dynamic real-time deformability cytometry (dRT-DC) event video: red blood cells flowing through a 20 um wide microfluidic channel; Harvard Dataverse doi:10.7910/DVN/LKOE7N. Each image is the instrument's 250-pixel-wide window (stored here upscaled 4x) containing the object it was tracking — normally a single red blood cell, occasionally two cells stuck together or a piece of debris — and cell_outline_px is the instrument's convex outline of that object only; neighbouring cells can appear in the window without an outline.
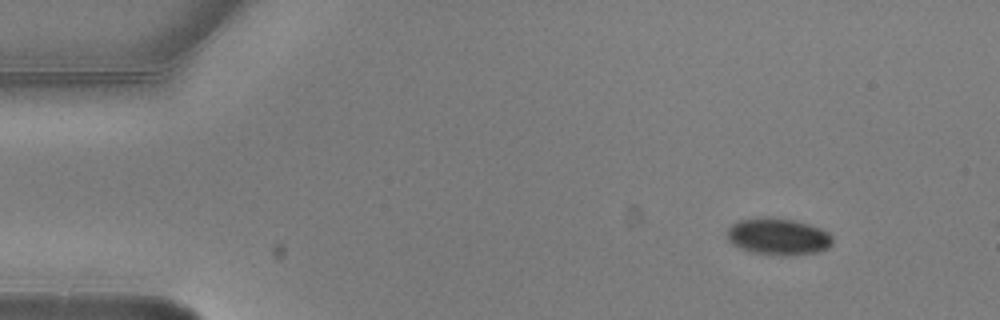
{"species": "common noctule bat (a hibernating species)", "species_latin": "Nyctalus noctula", "temperature_condition": "warm", "stored_images_in_passage": 3, "camera_frame_rate_fps": 3000, "um_per_image_px": 0.085, "animal": {"sex": "male", "body_mass_g": 20.5, "forearm_length_mm": 52.5}, "frame": {"image": 1, "passage_image": 1, "time_ms": 0.0, "image_size_px": [1000, 320], "cell_outline_px": [[832, 244], [828, 248], [816, 252], [784, 256], [752, 252], [740, 248], [732, 244], [728, 240], [728, 228], [732, 224], [740, 220], [792, 220], [808, 224], [820, 228], [828, 232], [832, 236]], "centroid_in_image_um": [66.18, 20.16], "position_along_channel_um": 18.8, "area_um2": 21.79}}
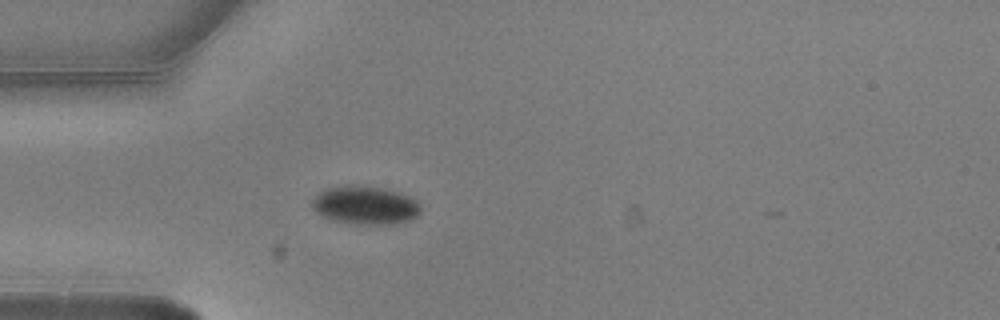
{"frame": {"image": 2, "passage_image": 3, "time_ms": 0.667, "image_size_px": [1000, 320], "cell_outline_px": [[420, 212], [412, 220], [388, 224], [356, 224], [328, 220], [320, 216], [312, 208], [312, 200], [320, 192], [328, 188], [344, 184], [356, 184], [384, 188], [408, 196], [416, 200], [420, 204]], "centroid_in_image_um": [31.0, 17.44], "position_along_channel_um": 54.0, "area_um2": 24.57}}